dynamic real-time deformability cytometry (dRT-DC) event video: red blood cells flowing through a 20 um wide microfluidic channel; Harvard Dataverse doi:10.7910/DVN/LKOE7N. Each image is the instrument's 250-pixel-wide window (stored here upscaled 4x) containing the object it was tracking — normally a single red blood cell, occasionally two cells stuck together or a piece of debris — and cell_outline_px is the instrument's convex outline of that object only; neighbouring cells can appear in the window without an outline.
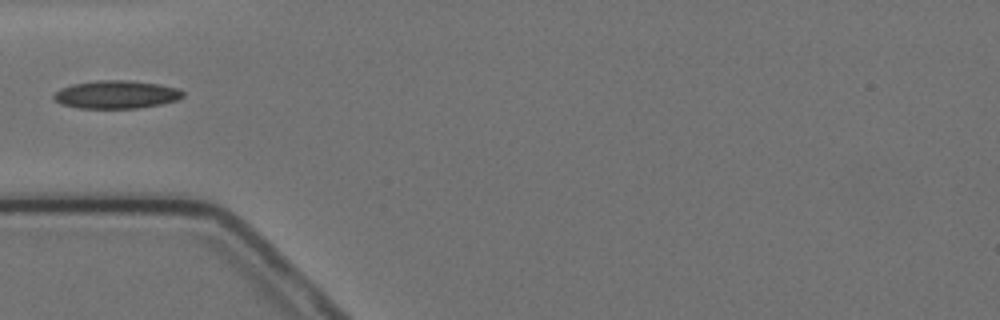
{"species": "Egyptian fruit bat (a non-hibernating species)", "species_latin": "Rousettus aegyptiacus", "temperature_condition": "cold", "stored_images_in_passage": 3, "camera_frame_rate_fps": 3000, "um_per_image_px": 0.085, "animal": {"sex": "female"}, "frame": {"image": 1, "passage_image": 1, "time_ms": 0.0, "image_size_px": [1000, 320], "cell_outline_px": [[184, 96], [176, 100], [160, 104], [136, 108], [80, 108], [60, 104], [52, 96], [60, 88], [72, 84], [96, 80], [128, 80], [156, 84], [176, 88], [184, 92]], "centroid_in_image_um": [9.84, 8.03], "position_along_channel_um": 75.2, "area_um2": 20.92}}
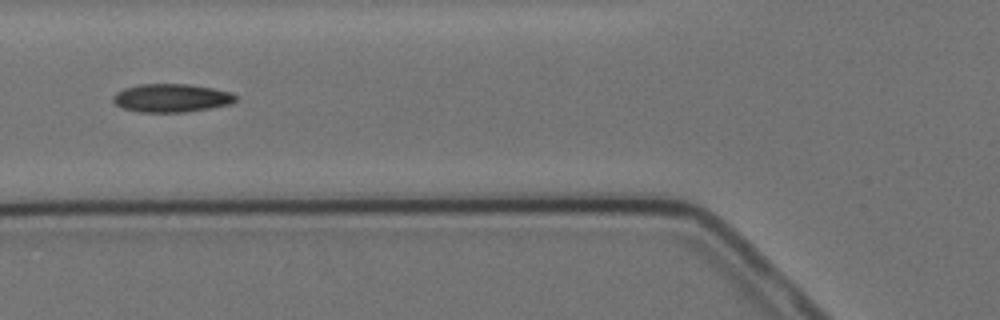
{"frame": {"image": 2, "passage_image": 2, "time_ms": 1.0, "image_size_px": [1000, 320], "cell_outline_px": [[236, 100], [228, 104], [208, 108], [184, 112], [140, 112], [120, 108], [112, 100], [112, 96], [116, 92], [124, 88], [140, 84], [188, 84], [212, 88], [232, 92], [236, 96]], "centroid_in_image_um": [14.52, 8.32], "position_along_channel_um": 111.3, "area_um2": 20.17}}
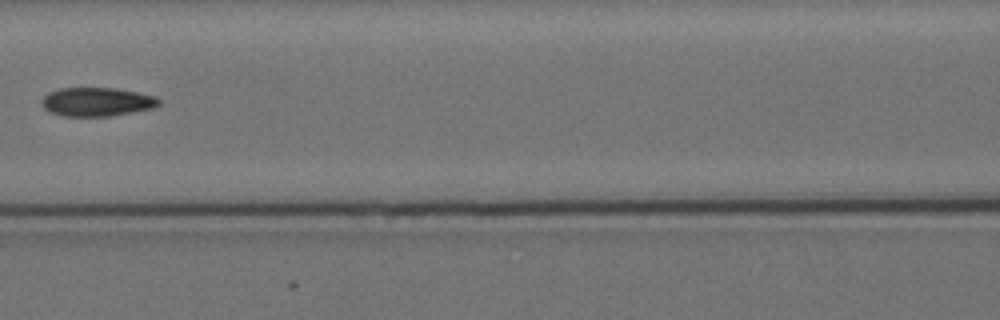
{"frame": {"image": 3, "passage_image": 3, "time_ms": 2.333, "image_size_px": [1000, 320], "cell_outline_px": [[160, 104], [152, 108], [132, 112], [108, 116], [64, 116], [48, 112], [44, 108], [44, 96], [48, 92], [60, 88], [112, 88], [136, 92], [156, 96], [160, 100]], "centroid_in_image_um": [8.23, 8.66], "position_along_channel_um": 158.4, "area_um2": 19.42}}